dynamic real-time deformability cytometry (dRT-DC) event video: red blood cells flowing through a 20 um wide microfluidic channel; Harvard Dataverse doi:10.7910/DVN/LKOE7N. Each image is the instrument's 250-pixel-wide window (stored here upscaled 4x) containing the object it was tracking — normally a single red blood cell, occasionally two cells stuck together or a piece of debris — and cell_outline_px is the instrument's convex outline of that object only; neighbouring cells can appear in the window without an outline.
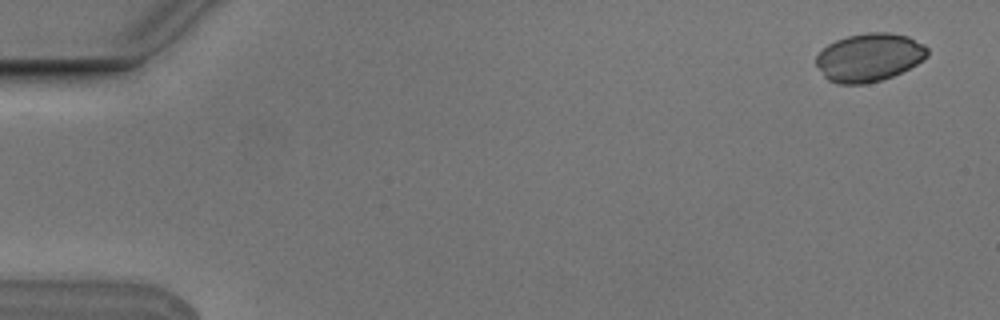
{"species": "Egyptian fruit bat (a non-hibernating species)", "species_latin": "Rousettus aegyptiacus", "temperature_condition": "cold", "stored_images_in_passage": 8, "camera_frame_rate_fps": 3000, "um_per_image_px": 0.085, "animal": {"sex": "male"}, "frame": {"image": 1, "passage_image": 1, "time_ms": 0.0, "image_size_px": [1000, 320], "cell_outline_px": [[928, 56], [924, 60], [892, 76], [880, 80], [864, 84], [836, 84], [828, 80], [824, 76], [816, 64], [816, 56], [828, 44], [836, 40], [848, 36], [868, 32], [888, 32], [908, 36], [924, 44], [928, 48]], "centroid_in_image_um": [73.89, 4.87], "position_along_channel_um": 11.1, "area_um2": 31.21}}
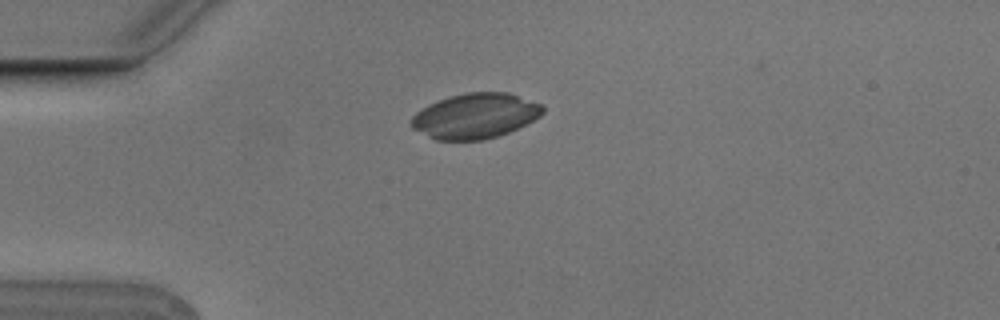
{"frame": {"image": 2, "passage_image": 4, "time_ms": 1.0, "image_size_px": [1000, 320], "cell_outline_px": [[544, 112], [540, 116], [508, 132], [484, 140], [436, 140], [412, 128], [408, 124], [408, 120], [416, 112], [428, 104], [464, 92], [508, 92], [540, 104], [544, 108]], "centroid_in_image_um": [40.34, 9.85], "position_along_channel_um": 44.7, "area_um2": 34.45}}
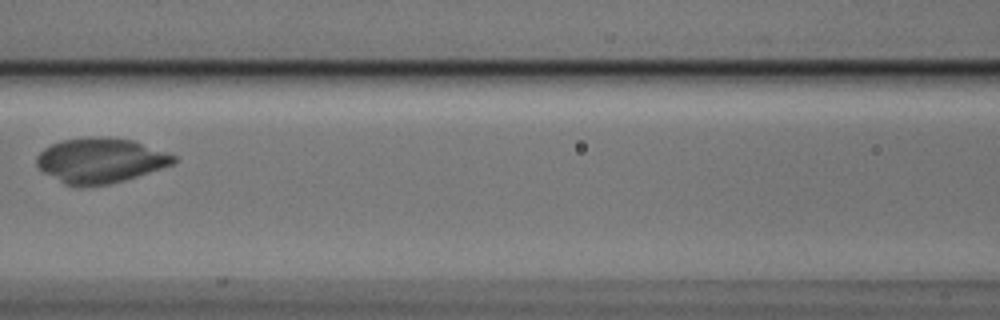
{"frame": {"image": 3, "passage_image": 7, "time_ms": 2.0, "image_size_px": [1000, 320], "cell_outline_px": [[176, 160], [172, 164], [124, 180], [108, 184], [64, 184], [44, 172], [36, 164], [36, 156], [44, 148], [52, 144], [64, 140], [132, 140], [176, 156]], "centroid_in_image_um": [8.51, 13.67], "position_along_channel_um": 158.1, "area_um2": 33.93}}